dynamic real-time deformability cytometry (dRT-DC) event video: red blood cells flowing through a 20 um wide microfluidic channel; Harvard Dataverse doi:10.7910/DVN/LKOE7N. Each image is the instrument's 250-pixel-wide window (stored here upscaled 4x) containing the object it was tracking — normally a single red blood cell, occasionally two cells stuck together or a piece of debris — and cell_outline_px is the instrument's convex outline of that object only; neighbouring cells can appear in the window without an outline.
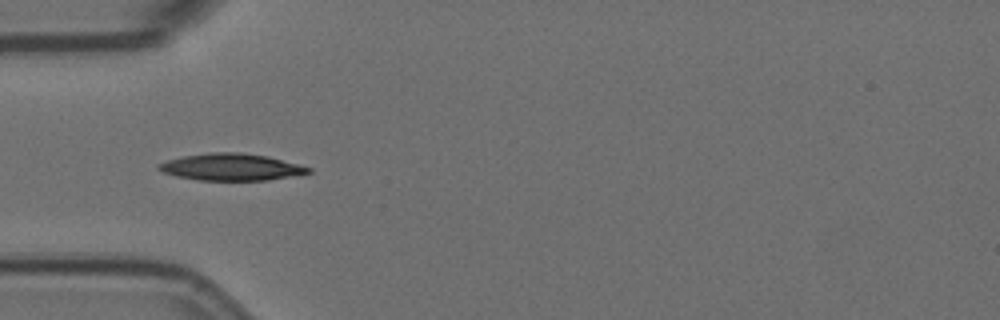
{"species": "Egyptian fruit bat (a non-hibernating species)", "species_latin": "Rousettus aegyptiacus", "temperature_condition": "room temperature", "stored_images_in_passage": 7, "camera_frame_rate_fps": 3000, "um_per_image_px": 0.085, "animal": {"sex": "female"}, "frame": {"image": 1, "passage_image": 1, "time_ms": 0.0, "image_size_px": [1000, 320], "cell_outline_px": [[312, 172], [268, 180], [196, 180], [176, 176], [164, 172], [156, 168], [156, 164], [168, 160], [184, 156], [208, 152], [240, 152], [268, 156], [312, 168]], "centroid_in_image_um": [19.63, 14.19], "position_along_channel_um": 65.4, "area_um2": 23.41}}
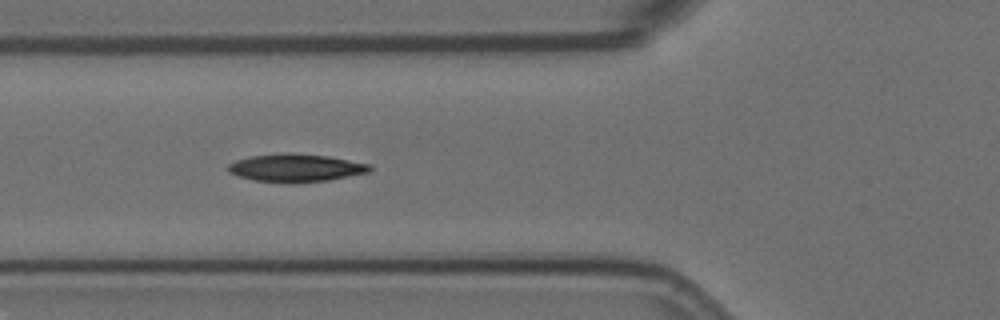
{"frame": {"image": 2, "passage_image": 4, "time_ms": 1.0, "image_size_px": [1000, 320], "cell_outline_px": [[372, 168], [368, 172], [328, 180], [292, 184], [288, 184], [256, 180], [236, 176], [228, 172], [228, 164], [236, 160], [252, 156], [288, 152], [328, 156], [368, 164]], "centroid_in_image_um": [25.09, 14.28], "position_along_channel_um": 100.7, "area_um2": 23.06}}
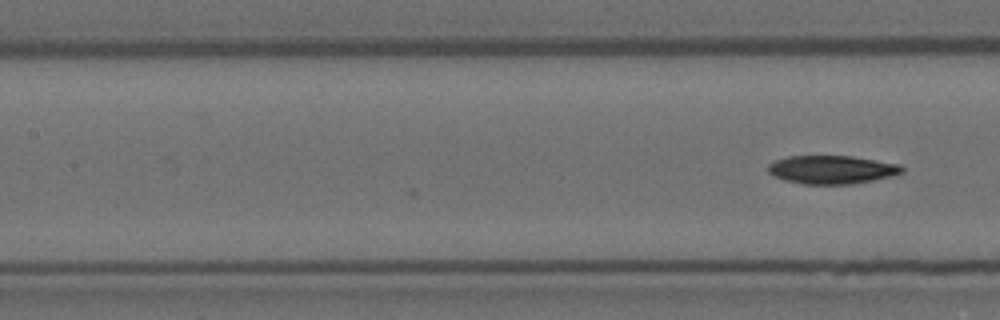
{"frame": {"image": 3, "passage_image": 7, "time_ms": 2.0, "image_size_px": [1000, 320], "cell_outline_px": [[904, 172], [892, 176], [852, 184], [804, 184], [784, 180], [772, 176], [768, 172], [768, 164], [776, 160], [788, 156], [852, 156], [900, 164], [904, 168]], "centroid_in_image_um": [70.7, 14.42], "position_along_channel_um": 136.7, "area_um2": 22.2}}